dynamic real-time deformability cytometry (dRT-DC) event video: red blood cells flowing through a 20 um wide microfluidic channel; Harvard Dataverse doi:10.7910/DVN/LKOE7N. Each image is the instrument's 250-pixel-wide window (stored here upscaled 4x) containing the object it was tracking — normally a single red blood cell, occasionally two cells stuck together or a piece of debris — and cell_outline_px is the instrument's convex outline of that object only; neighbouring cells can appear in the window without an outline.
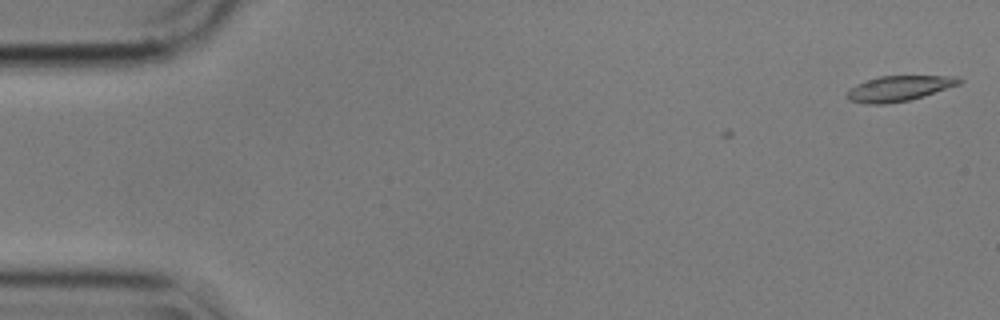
{"species": "common noctule bat (a hibernating species)", "species_latin": "Nyctalus noctula", "temperature_condition": "cold", "stored_images_in_passage": 2, "camera_frame_rate_fps": 3000, "um_per_image_px": 0.085, "animal": {"sex": "male", "body_mass_g": 17.9}, "frame": {"image": 1, "passage_image": 2, "time_ms": 0.333, "image_size_px": [1000, 320], "cell_outline_px": [[964, 80], [960, 84], [924, 96], [908, 100], [884, 104], [864, 104], [848, 100], [848, 92], [856, 84], [880, 76], [956, 76]], "centroid_in_image_um": [76.45, 7.52], "position_along_channel_um": 8.6, "area_um2": 16.42}}